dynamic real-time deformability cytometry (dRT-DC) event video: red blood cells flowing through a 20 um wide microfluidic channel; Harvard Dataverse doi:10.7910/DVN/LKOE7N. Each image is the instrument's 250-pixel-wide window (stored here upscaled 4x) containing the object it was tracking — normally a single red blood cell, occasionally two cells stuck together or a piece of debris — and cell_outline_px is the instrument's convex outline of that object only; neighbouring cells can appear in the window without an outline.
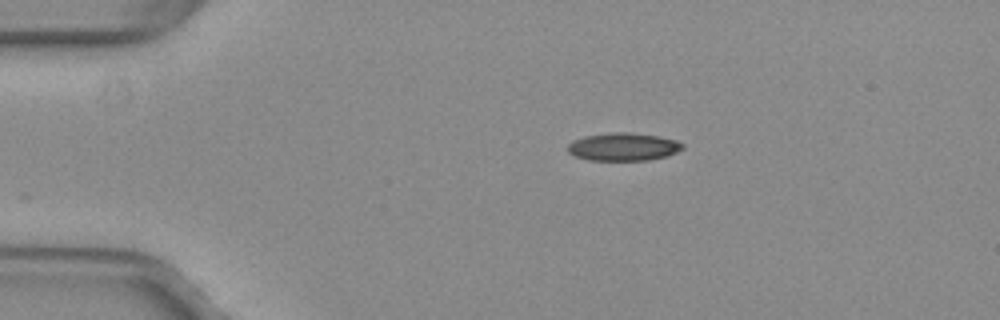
{"species": "common noctule bat (a hibernating species)", "species_latin": "Nyctalus noctula", "temperature_condition": "warm", "stored_images_in_passage": 34, "camera_frame_rate_fps": 3000, "um_per_image_px": 0.085, "animal": {"sex": "female", "body_mass_g": 29.2, "forearm_length_mm": 56.3}, "frame": {"image": 1, "passage_image": 1, "time_ms": 0.0, "image_size_px": [1000, 320], "cell_outline_px": [[684, 148], [668, 156], [648, 160], [588, 160], [576, 156], [568, 152], [568, 144], [572, 140], [584, 136], [612, 132], [628, 132], [660, 136], [676, 140], [684, 144]], "centroid_in_image_um": [52.99, 12.47], "position_along_channel_um": 32.0, "area_um2": 18.79}}
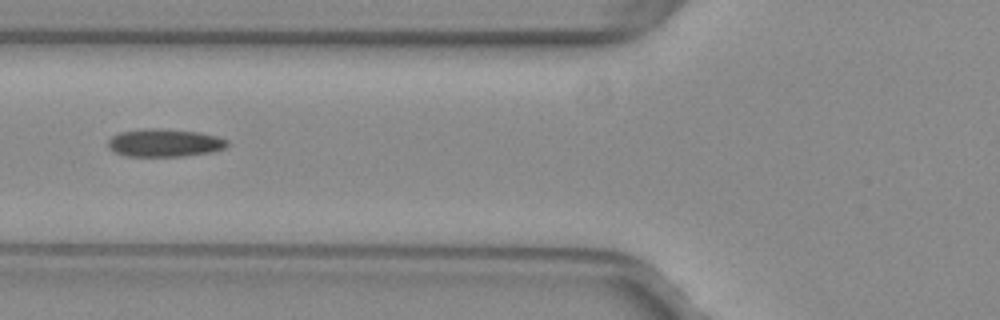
{"frame": {"image": 2, "passage_image": 11, "time_ms": 3.333, "image_size_px": [1000, 320], "cell_outline_px": [[228, 144], [224, 148], [212, 152], [184, 156], [124, 156], [108, 148], [108, 140], [112, 136], [120, 132], [148, 128], [160, 128], [200, 132], [216, 136], [228, 140]], "centroid_in_image_um": [13.98, 12.14], "position_along_channel_um": 111.8, "area_um2": 19.42}}
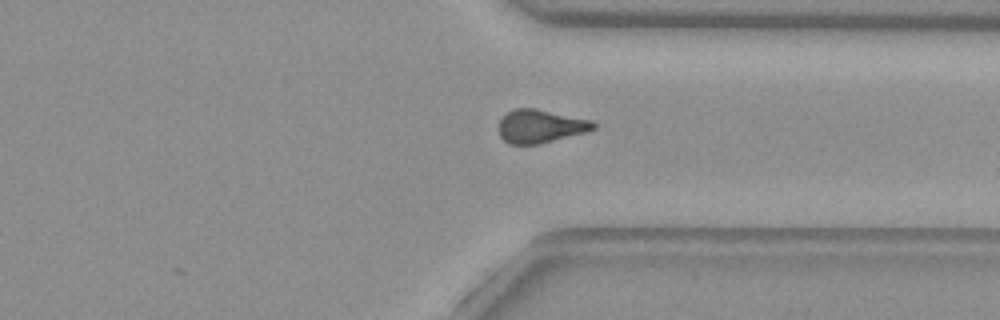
{"frame": {"image": 3, "passage_image": 30, "time_ms": 9.667, "image_size_px": [1000, 320], "cell_outline_px": [[596, 128], [584, 132], [540, 144], [508, 144], [500, 136], [500, 120], [508, 112], [516, 108], [536, 108], [592, 120], [596, 124]], "centroid_in_image_um": [45.94, 10.72], "position_along_channel_um": 365.5, "area_um2": 18.21}, "authors_computed_cell_mechanics": {"area_um2": 18.9006, "velocity_mm_per_s": 4.0019, "shape_relaxation_time_tau1_ms": null, "shape_relaxation_time_tau2_ms": 2.8353, "deformation_change_tau1": null, "deformation_change_tau2": 0.0997}}